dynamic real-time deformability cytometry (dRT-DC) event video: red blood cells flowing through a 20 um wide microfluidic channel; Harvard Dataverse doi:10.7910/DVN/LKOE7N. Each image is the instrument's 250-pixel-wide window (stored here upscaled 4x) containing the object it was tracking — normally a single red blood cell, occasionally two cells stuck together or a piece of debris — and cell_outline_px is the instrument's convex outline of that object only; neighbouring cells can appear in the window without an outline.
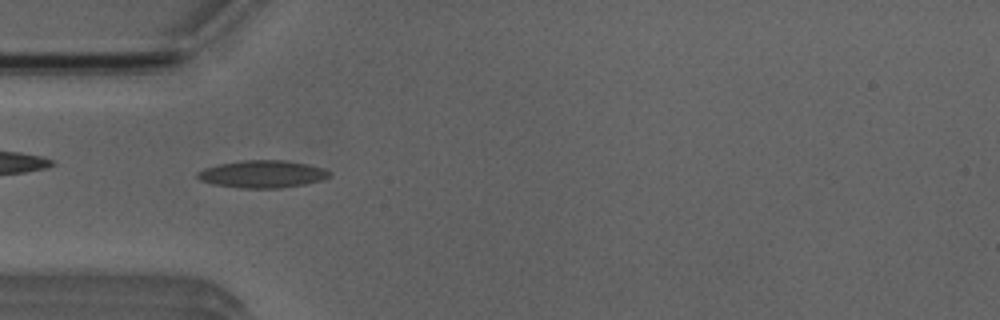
{"species": "Egyptian fruit bat (a non-hibernating species)", "species_latin": "Rousettus aegyptiacus", "temperature_condition": "room temperature", "stored_images_in_passage": 6, "camera_frame_rate_fps": 3000, "um_per_image_px": 0.085, "animal": {"sex": "male"}, "frame": {"image": 1, "passage_image": 3, "time_ms": 2.333, "image_size_px": [1000, 320], "cell_outline_px": [[328, 176], [320, 180], [304, 184], [280, 188], [240, 188], [212, 184], [200, 180], [196, 176], [196, 172], [204, 168], [220, 164], [240, 160], [284, 160], [308, 164], [324, 168], [328, 172]], "centroid_in_image_um": [22.24, 14.79], "position_along_channel_um": 62.8, "area_um2": 20.98}}
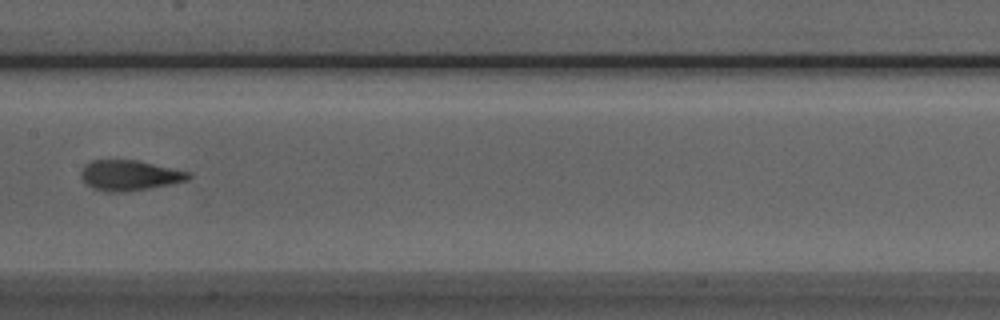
{"frame": {"image": 2, "passage_image": 6, "time_ms": 5.667, "image_size_px": [1000, 320], "cell_outline_px": [[192, 176], [188, 180], [172, 184], [124, 192], [108, 192], [92, 188], [80, 176], [80, 172], [84, 164], [92, 160], [136, 160], [192, 172]], "centroid_in_image_um": [11.02, 14.9], "position_along_channel_um": 196.4, "area_um2": 19.07}}